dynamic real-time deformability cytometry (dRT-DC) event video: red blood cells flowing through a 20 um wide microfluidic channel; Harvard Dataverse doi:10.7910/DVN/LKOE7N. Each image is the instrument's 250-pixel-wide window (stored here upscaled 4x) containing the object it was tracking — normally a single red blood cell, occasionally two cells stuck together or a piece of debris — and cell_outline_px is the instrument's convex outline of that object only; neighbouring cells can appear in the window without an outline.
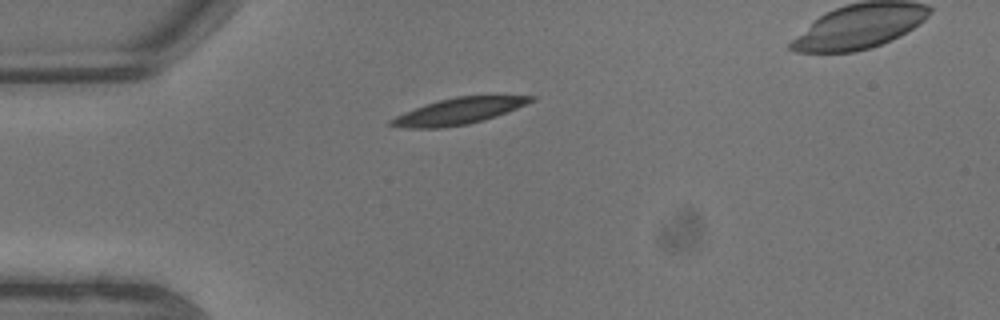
{"species": "common noctule bat (a hibernating species)", "species_latin": "Nyctalus noctula", "temperature_condition": "warm", "stored_images_in_passage": 3, "camera_frame_rate_fps": 3000, "um_per_image_px": 0.085, "animal": {"sex": "male", "body_mass_g": 13.3}, "frame": {"image": 1, "passage_image": 1, "time_ms": 0.0, "image_size_px": [1000, 320], "cell_outline_px": [[536, 100], [496, 116], [484, 120], [468, 124], [444, 128], [404, 128], [388, 124], [388, 120], [404, 112], [440, 100], [456, 96], [536, 96]], "centroid_in_image_um": [38.97, 9.46], "position_along_channel_um": 46.0, "area_um2": 21.15}}
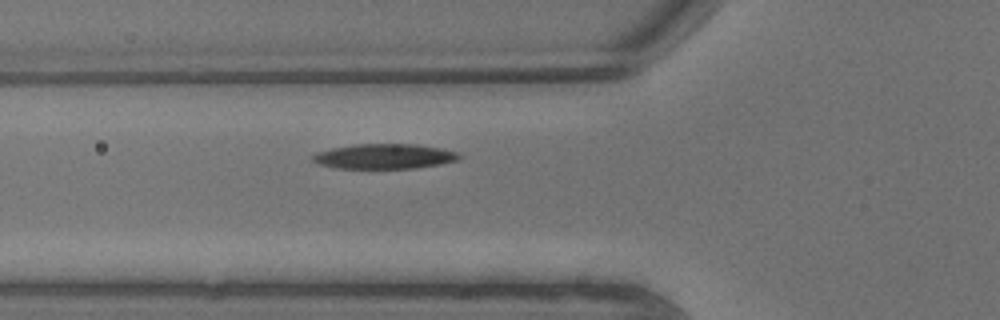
{"frame": {"image": 2, "passage_image": 3, "time_ms": 0.667, "image_size_px": [1000, 320], "cell_outline_px": [[464, 156], [456, 160], [440, 164], [416, 168], [336, 168], [320, 164], [312, 160], [312, 156], [316, 152], [332, 148], [356, 144], [416, 144], [440, 148], [456, 152]], "centroid_in_image_um": [32.68, 13.29], "position_along_channel_um": 93.1, "area_um2": 21.21}}